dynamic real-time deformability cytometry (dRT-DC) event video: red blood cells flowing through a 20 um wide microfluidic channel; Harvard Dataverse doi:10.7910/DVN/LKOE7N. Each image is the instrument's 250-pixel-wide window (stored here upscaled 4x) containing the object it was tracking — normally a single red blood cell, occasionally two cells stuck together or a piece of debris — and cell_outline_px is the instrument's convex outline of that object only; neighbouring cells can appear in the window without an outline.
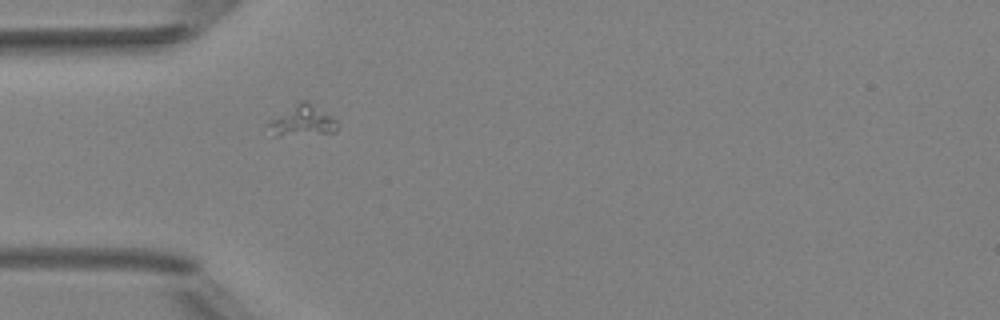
{"species": "Egyptian fruit bat (a non-hibernating species)", "species_latin": "Rousettus aegyptiacus", "temperature_condition": "room temperature", "stored_images_in_passage": 2, "camera_frame_rate_fps": 3000, "um_per_image_px": 0.085, "animal": {"sex": "female"}, "frame": {"image": 1, "passage_image": 2, "time_ms": 1.333, "image_size_px": [1000, 320], "cell_outline_px": [[336, 132], [276, 136], [272, 136], [268, 124], [272, 120], [300, 100], [304, 100], [332, 116], [336, 120]], "centroid_in_image_um": [25.71, 10.29], "position_along_channel_um": 59.3, "area_um2": 11.85}}